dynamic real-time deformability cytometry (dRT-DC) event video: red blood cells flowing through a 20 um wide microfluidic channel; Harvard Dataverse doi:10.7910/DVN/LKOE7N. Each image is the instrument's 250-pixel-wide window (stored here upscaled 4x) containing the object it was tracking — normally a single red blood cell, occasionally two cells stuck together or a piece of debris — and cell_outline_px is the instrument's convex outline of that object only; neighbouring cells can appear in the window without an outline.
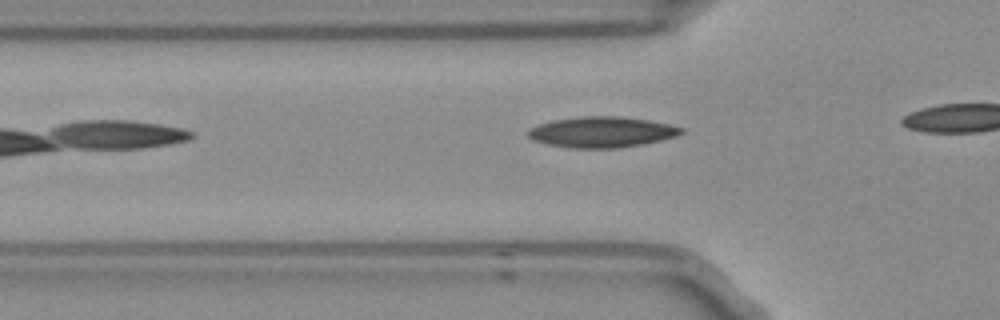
{"species": "Egyptian fruit bat (a non-hibernating species)", "species_latin": "Rousettus aegyptiacus", "temperature_condition": "room temperature", "stored_images_in_passage": 5, "camera_frame_rate_fps": 3000, "um_per_image_px": 0.085, "frame": {"image": 1, "passage_image": 2, "time_ms": 0.333, "image_size_px": [1000, 320], "cell_outline_px": [[684, 132], [676, 136], [644, 144], [620, 148], [572, 148], [548, 144], [532, 140], [524, 132], [528, 128], [536, 124], [552, 120], [580, 116], [620, 116], [648, 120], [668, 124], [684, 128]], "centroid_in_image_um": [51.1, 11.22], "position_along_channel_um": 74.7, "area_um2": 27.74}}